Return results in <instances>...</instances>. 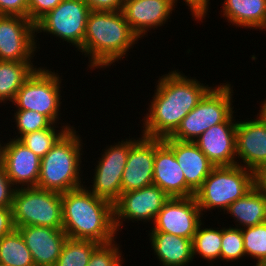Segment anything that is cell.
<instances>
[{
    "label": "cell",
    "mask_w": 266,
    "mask_h": 266,
    "mask_svg": "<svg viewBox=\"0 0 266 266\" xmlns=\"http://www.w3.org/2000/svg\"><path fill=\"white\" fill-rule=\"evenodd\" d=\"M148 112L143 118L142 135L164 139L179 127L182 119L196 107L212 88L196 78L183 75L177 70L162 75L156 81Z\"/></svg>",
    "instance_id": "1"
},
{
    "label": "cell",
    "mask_w": 266,
    "mask_h": 266,
    "mask_svg": "<svg viewBox=\"0 0 266 266\" xmlns=\"http://www.w3.org/2000/svg\"><path fill=\"white\" fill-rule=\"evenodd\" d=\"M63 230L69 238L104 244L117 239L113 204L97 197L87 185L61 194Z\"/></svg>",
    "instance_id": "2"
},
{
    "label": "cell",
    "mask_w": 266,
    "mask_h": 266,
    "mask_svg": "<svg viewBox=\"0 0 266 266\" xmlns=\"http://www.w3.org/2000/svg\"><path fill=\"white\" fill-rule=\"evenodd\" d=\"M138 40L122 11H90L83 47L79 52L89 58L91 70L105 69L128 55Z\"/></svg>",
    "instance_id": "3"
},
{
    "label": "cell",
    "mask_w": 266,
    "mask_h": 266,
    "mask_svg": "<svg viewBox=\"0 0 266 266\" xmlns=\"http://www.w3.org/2000/svg\"><path fill=\"white\" fill-rule=\"evenodd\" d=\"M83 140L76 129H69L41 158L37 187L57 193H65L82 186Z\"/></svg>",
    "instance_id": "4"
},
{
    "label": "cell",
    "mask_w": 266,
    "mask_h": 266,
    "mask_svg": "<svg viewBox=\"0 0 266 266\" xmlns=\"http://www.w3.org/2000/svg\"><path fill=\"white\" fill-rule=\"evenodd\" d=\"M256 184L257 175L247 168L239 165L214 167L194 197L201 212L217 208L225 214L230 204Z\"/></svg>",
    "instance_id": "5"
},
{
    "label": "cell",
    "mask_w": 266,
    "mask_h": 266,
    "mask_svg": "<svg viewBox=\"0 0 266 266\" xmlns=\"http://www.w3.org/2000/svg\"><path fill=\"white\" fill-rule=\"evenodd\" d=\"M233 88L228 82L212 87L201 101L181 121L170 136L179 141L194 142L210 127L223 122H236L234 116Z\"/></svg>",
    "instance_id": "6"
},
{
    "label": "cell",
    "mask_w": 266,
    "mask_h": 266,
    "mask_svg": "<svg viewBox=\"0 0 266 266\" xmlns=\"http://www.w3.org/2000/svg\"><path fill=\"white\" fill-rule=\"evenodd\" d=\"M12 214L16 229L29 225L62 229L61 193L38 187L16 188Z\"/></svg>",
    "instance_id": "7"
},
{
    "label": "cell",
    "mask_w": 266,
    "mask_h": 266,
    "mask_svg": "<svg viewBox=\"0 0 266 266\" xmlns=\"http://www.w3.org/2000/svg\"><path fill=\"white\" fill-rule=\"evenodd\" d=\"M46 67H39L24 82L12 102L16 110H31L45 115L53 124L59 121L61 77Z\"/></svg>",
    "instance_id": "8"
},
{
    "label": "cell",
    "mask_w": 266,
    "mask_h": 266,
    "mask_svg": "<svg viewBox=\"0 0 266 266\" xmlns=\"http://www.w3.org/2000/svg\"><path fill=\"white\" fill-rule=\"evenodd\" d=\"M90 11L84 0H63L35 24L36 35L48 33L80 51Z\"/></svg>",
    "instance_id": "9"
},
{
    "label": "cell",
    "mask_w": 266,
    "mask_h": 266,
    "mask_svg": "<svg viewBox=\"0 0 266 266\" xmlns=\"http://www.w3.org/2000/svg\"><path fill=\"white\" fill-rule=\"evenodd\" d=\"M128 138L107 146L95 166L89 190L99 198L114 204L122 194L121 181L130 146L136 139Z\"/></svg>",
    "instance_id": "10"
},
{
    "label": "cell",
    "mask_w": 266,
    "mask_h": 266,
    "mask_svg": "<svg viewBox=\"0 0 266 266\" xmlns=\"http://www.w3.org/2000/svg\"><path fill=\"white\" fill-rule=\"evenodd\" d=\"M170 197L158 186L151 184L138 190L122 193L113 204L114 226L122 230L123 221L154 222L158 212Z\"/></svg>",
    "instance_id": "11"
},
{
    "label": "cell",
    "mask_w": 266,
    "mask_h": 266,
    "mask_svg": "<svg viewBox=\"0 0 266 266\" xmlns=\"http://www.w3.org/2000/svg\"><path fill=\"white\" fill-rule=\"evenodd\" d=\"M35 32L29 18L0 15V61L33 62L40 45Z\"/></svg>",
    "instance_id": "12"
},
{
    "label": "cell",
    "mask_w": 266,
    "mask_h": 266,
    "mask_svg": "<svg viewBox=\"0 0 266 266\" xmlns=\"http://www.w3.org/2000/svg\"><path fill=\"white\" fill-rule=\"evenodd\" d=\"M203 214L194 196L170 198L158 212L150 231L193 240Z\"/></svg>",
    "instance_id": "13"
},
{
    "label": "cell",
    "mask_w": 266,
    "mask_h": 266,
    "mask_svg": "<svg viewBox=\"0 0 266 266\" xmlns=\"http://www.w3.org/2000/svg\"><path fill=\"white\" fill-rule=\"evenodd\" d=\"M236 165L256 175L266 167V123L258 115L256 119L237 121Z\"/></svg>",
    "instance_id": "14"
},
{
    "label": "cell",
    "mask_w": 266,
    "mask_h": 266,
    "mask_svg": "<svg viewBox=\"0 0 266 266\" xmlns=\"http://www.w3.org/2000/svg\"><path fill=\"white\" fill-rule=\"evenodd\" d=\"M131 146L122 174L121 191L126 193L153 184L155 138L140 134Z\"/></svg>",
    "instance_id": "15"
},
{
    "label": "cell",
    "mask_w": 266,
    "mask_h": 266,
    "mask_svg": "<svg viewBox=\"0 0 266 266\" xmlns=\"http://www.w3.org/2000/svg\"><path fill=\"white\" fill-rule=\"evenodd\" d=\"M176 0H124L122 12L133 32L142 38L163 26L175 10Z\"/></svg>",
    "instance_id": "16"
},
{
    "label": "cell",
    "mask_w": 266,
    "mask_h": 266,
    "mask_svg": "<svg viewBox=\"0 0 266 266\" xmlns=\"http://www.w3.org/2000/svg\"><path fill=\"white\" fill-rule=\"evenodd\" d=\"M153 184L160 187L170 198L195 195L186 184L183 170L173 150L159 138H155Z\"/></svg>",
    "instance_id": "17"
},
{
    "label": "cell",
    "mask_w": 266,
    "mask_h": 266,
    "mask_svg": "<svg viewBox=\"0 0 266 266\" xmlns=\"http://www.w3.org/2000/svg\"><path fill=\"white\" fill-rule=\"evenodd\" d=\"M5 144L4 166L7 176L16 188L37 187L41 158L18 139Z\"/></svg>",
    "instance_id": "18"
},
{
    "label": "cell",
    "mask_w": 266,
    "mask_h": 266,
    "mask_svg": "<svg viewBox=\"0 0 266 266\" xmlns=\"http://www.w3.org/2000/svg\"><path fill=\"white\" fill-rule=\"evenodd\" d=\"M17 229L31 252L35 266H55L68 238L63 229L34 225Z\"/></svg>",
    "instance_id": "19"
},
{
    "label": "cell",
    "mask_w": 266,
    "mask_h": 266,
    "mask_svg": "<svg viewBox=\"0 0 266 266\" xmlns=\"http://www.w3.org/2000/svg\"><path fill=\"white\" fill-rule=\"evenodd\" d=\"M236 127L237 122H223L194 141L215 167L236 165Z\"/></svg>",
    "instance_id": "20"
},
{
    "label": "cell",
    "mask_w": 266,
    "mask_h": 266,
    "mask_svg": "<svg viewBox=\"0 0 266 266\" xmlns=\"http://www.w3.org/2000/svg\"><path fill=\"white\" fill-rule=\"evenodd\" d=\"M183 170L187 186L195 193L215 167L195 142L164 138Z\"/></svg>",
    "instance_id": "21"
},
{
    "label": "cell",
    "mask_w": 266,
    "mask_h": 266,
    "mask_svg": "<svg viewBox=\"0 0 266 266\" xmlns=\"http://www.w3.org/2000/svg\"><path fill=\"white\" fill-rule=\"evenodd\" d=\"M151 248L162 266H186L193 261L192 239L166 232L148 233Z\"/></svg>",
    "instance_id": "22"
},
{
    "label": "cell",
    "mask_w": 266,
    "mask_h": 266,
    "mask_svg": "<svg viewBox=\"0 0 266 266\" xmlns=\"http://www.w3.org/2000/svg\"><path fill=\"white\" fill-rule=\"evenodd\" d=\"M222 7L230 25L266 31V0H224Z\"/></svg>",
    "instance_id": "23"
},
{
    "label": "cell",
    "mask_w": 266,
    "mask_h": 266,
    "mask_svg": "<svg viewBox=\"0 0 266 266\" xmlns=\"http://www.w3.org/2000/svg\"><path fill=\"white\" fill-rule=\"evenodd\" d=\"M225 212L234 218L236 227L240 229L266 222V192L256 184L230 204Z\"/></svg>",
    "instance_id": "24"
},
{
    "label": "cell",
    "mask_w": 266,
    "mask_h": 266,
    "mask_svg": "<svg viewBox=\"0 0 266 266\" xmlns=\"http://www.w3.org/2000/svg\"><path fill=\"white\" fill-rule=\"evenodd\" d=\"M36 69L33 62L0 61V103L13 102L18 90Z\"/></svg>",
    "instance_id": "25"
},
{
    "label": "cell",
    "mask_w": 266,
    "mask_h": 266,
    "mask_svg": "<svg viewBox=\"0 0 266 266\" xmlns=\"http://www.w3.org/2000/svg\"><path fill=\"white\" fill-rule=\"evenodd\" d=\"M0 263L7 266H35L31 252L16 228L0 240Z\"/></svg>",
    "instance_id": "26"
},
{
    "label": "cell",
    "mask_w": 266,
    "mask_h": 266,
    "mask_svg": "<svg viewBox=\"0 0 266 266\" xmlns=\"http://www.w3.org/2000/svg\"><path fill=\"white\" fill-rule=\"evenodd\" d=\"M203 223L202 221L199 224L192 240L193 257L199 255L207 262L212 263L214 260L221 259L222 229L206 228L201 226L204 225Z\"/></svg>",
    "instance_id": "27"
},
{
    "label": "cell",
    "mask_w": 266,
    "mask_h": 266,
    "mask_svg": "<svg viewBox=\"0 0 266 266\" xmlns=\"http://www.w3.org/2000/svg\"><path fill=\"white\" fill-rule=\"evenodd\" d=\"M64 125L63 123L61 129L56 130V125L52 124L49 128L27 133L18 140L38 157L43 158L69 129L75 128L68 123Z\"/></svg>",
    "instance_id": "28"
},
{
    "label": "cell",
    "mask_w": 266,
    "mask_h": 266,
    "mask_svg": "<svg viewBox=\"0 0 266 266\" xmlns=\"http://www.w3.org/2000/svg\"><path fill=\"white\" fill-rule=\"evenodd\" d=\"M96 241L67 238L55 266H87Z\"/></svg>",
    "instance_id": "29"
},
{
    "label": "cell",
    "mask_w": 266,
    "mask_h": 266,
    "mask_svg": "<svg viewBox=\"0 0 266 266\" xmlns=\"http://www.w3.org/2000/svg\"><path fill=\"white\" fill-rule=\"evenodd\" d=\"M245 256L256 259L255 266L266 263V222L241 229Z\"/></svg>",
    "instance_id": "30"
},
{
    "label": "cell",
    "mask_w": 266,
    "mask_h": 266,
    "mask_svg": "<svg viewBox=\"0 0 266 266\" xmlns=\"http://www.w3.org/2000/svg\"><path fill=\"white\" fill-rule=\"evenodd\" d=\"M245 257L244 240L240 228L222 227L221 261L233 262Z\"/></svg>",
    "instance_id": "31"
},
{
    "label": "cell",
    "mask_w": 266,
    "mask_h": 266,
    "mask_svg": "<svg viewBox=\"0 0 266 266\" xmlns=\"http://www.w3.org/2000/svg\"><path fill=\"white\" fill-rule=\"evenodd\" d=\"M14 113L13 117L17 128V136L14 139H19L30 132L49 128L53 124L45 115L36 111L16 110Z\"/></svg>",
    "instance_id": "32"
},
{
    "label": "cell",
    "mask_w": 266,
    "mask_h": 266,
    "mask_svg": "<svg viewBox=\"0 0 266 266\" xmlns=\"http://www.w3.org/2000/svg\"><path fill=\"white\" fill-rule=\"evenodd\" d=\"M120 246L115 241L99 244L92 252L87 266H123Z\"/></svg>",
    "instance_id": "33"
},
{
    "label": "cell",
    "mask_w": 266,
    "mask_h": 266,
    "mask_svg": "<svg viewBox=\"0 0 266 266\" xmlns=\"http://www.w3.org/2000/svg\"><path fill=\"white\" fill-rule=\"evenodd\" d=\"M63 0H28V18L36 24Z\"/></svg>",
    "instance_id": "34"
},
{
    "label": "cell",
    "mask_w": 266,
    "mask_h": 266,
    "mask_svg": "<svg viewBox=\"0 0 266 266\" xmlns=\"http://www.w3.org/2000/svg\"><path fill=\"white\" fill-rule=\"evenodd\" d=\"M16 187L12 184L4 168L0 169V207H12Z\"/></svg>",
    "instance_id": "35"
},
{
    "label": "cell",
    "mask_w": 266,
    "mask_h": 266,
    "mask_svg": "<svg viewBox=\"0 0 266 266\" xmlns=\"http://www.w3.org/2000/svg\"><path fill=\"white\" fill-rule=\"evenodd\" d=\"M0 15L28 18V0H0Z\"/></svg>",
    "instance_id": "36"
},
{
    "label": "cell",
    "mask_w": 266,
    "mask_h": 266,
    "mask_svg": "<svg viewBox=\"0 0 266 266\" xmlns=\"http://www.w3.org/2000/svg\"><path fill=\"white\" fill-rule=\"evenodd\" d=\"M91 11H122L124 0H84Z\"/></svg>",
    "instance_id": "37"
},
{
    "label": "cell",
    "mask_w": 266,
    "mask_h": 266,
    "mask_svg": "<svg viewBox=\"0 0 266 266\" xmlns=\"http://www.w3.org/2000/svg\"><path fill=\"white\" fill-rule=\"evenodd\" d=\"M176 2L178 3V0ZM183 2L190 7L188 9L192 12L194 20L197 19V22L204 20L203 18H205L209 10L210 0H183Z\"/></svg>",
    "instance_id": "38"
},
{
    "label": "cell",
    "mask_w": 266,
    "mask_h": 266,
    "mask_svg": "<svg viewBox=\"0 0 266 266\" xmlns=\"http://www.w3.org/2000/svg\"><path fill=\"white\" fill-rule=\"evenodd\" d=\"M14 229L12 207H0V240Z\"/></svg>",
    "instance_id": "39"
},
{
    "label": "cell",
    "mask_w": 266,
    "mask_h": 266,
    "mask_svg": "<svg viewBox=\"0 0 266 266\" xmlns=\"http://www.w3.org/2000/svg\"><path fill=\"white\" fill-rule=\"evenodd\" d=\"M257 184L266 192V167L257 174Z\"/></svg>",
    "instance_id": "40"
},
{
    "label": "cell",
    "mask_w": 266,
    "mask_h": 266,
    "mask_svg": "<svg viewBox=\"0 0 266 266\" xmlns=\"http://www.w3.org/2000/svg\"><path fill=\"white\" fill-rule=\"evenodd\" d=\"M259 114H257L266 123V100L261 103Z\"/></svg>",
    "instance_id": "41"
},
{
    "label": "cell",
    "mask_w": 266,
    "mask_h": 266,
    "mask_svg": "<svg viewBox=\"0 0 266 266\" xmlns=\"http://www.w3.org/2000/svg\"><path fill=\"white\" fill-rule=\"evenodd\" d=\"M6 143H1L0 141V169L4 166V149Z\"/></svg>",
    "instance_id": "42"
}]
</instances>
